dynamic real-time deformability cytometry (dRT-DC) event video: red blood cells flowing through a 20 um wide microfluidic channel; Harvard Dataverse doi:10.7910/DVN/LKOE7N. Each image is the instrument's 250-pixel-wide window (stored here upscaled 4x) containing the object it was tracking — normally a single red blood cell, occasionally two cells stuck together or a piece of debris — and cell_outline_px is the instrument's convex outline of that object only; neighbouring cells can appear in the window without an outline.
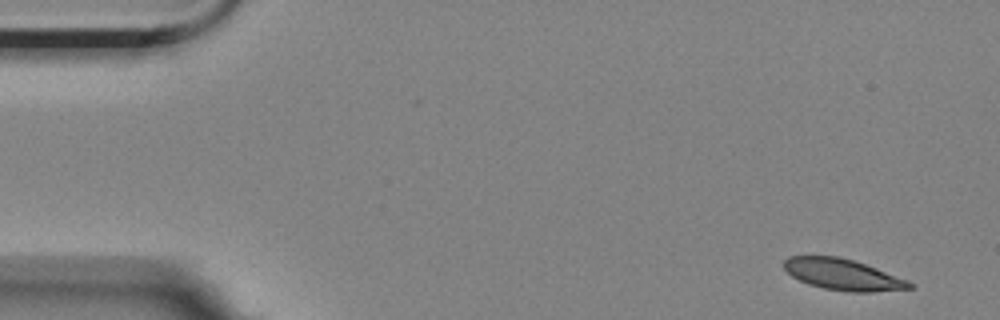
{"species": "Egyptian fruit bat (a non-hibernating species)", "species_latin": "Rousettus aegyptiacus", "temperature_condition": "room temperature", "stored_images_in_passage": 14, "camera_frame_rate_fps": 3000, "um_per_image_px": 0.085, "animal": {"sex": "female"}, "frame": {"image": 1, "passage_image": 1, "time_ms": 0.0, "image_size_px": [1000, 320], "cell_outline_px": [[916, 288], [872, 292], [848, 292], [824, 288], [808, 284], [792, 276], [784, 268], [784, 260], [788, 256], [836, 256], [852, 260], [876, 268], [908, 280], [916, 284]], "centroid_in_image_um": [71.68, 23.35], "position_along_channel_um": 13.3, "area_um2": 22.77}}
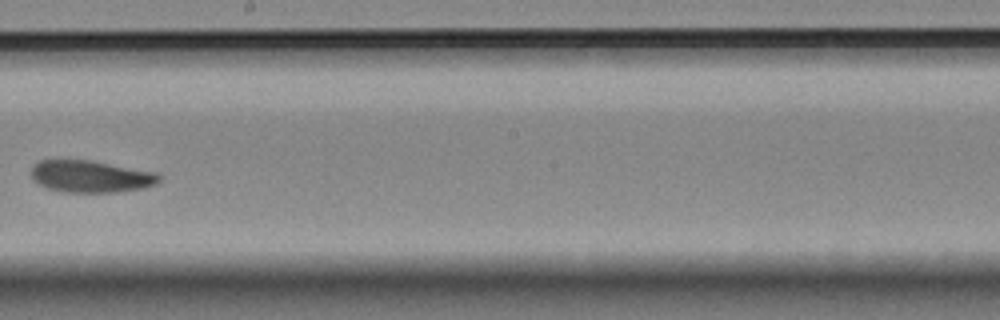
{"frame": {"image": 2, "passage_image": 8, "time_ms": 9.667, "image_size_px": [1000, 320], "cell_outline_px": [[160, 180], [156, 184], [140, 188], [116, 192], [64, 192], [48, 188], [32, 180], [32, 168], [40, 160], [60, 156], [92, 160], [156, 172], [160, 176]], "centroid_in_image_um": [7.65, 14.94], "position_along_channel_um": 240.5, "area_um2": 24.45}}
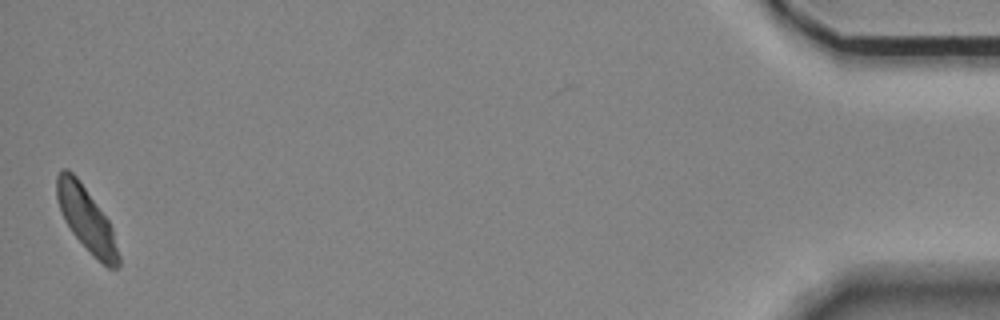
{"frame": {"image": 3, "passage_image": 14, "time_ms": 17.667, "image_size_px": [1000, 320], "cell_outline_px": [[120, 268], [108, 268], [72, 232], [64, 220], [56, 196], [56, 176], [64, 168], [68, 168], [80, 180], [108, 220], [112, 228], [120, 256]], "centroid_in_image_um": [7.35, 18.59], "position_along_channel_um": 427.9, "area_um2": 22.54}, "authors_computed_cell_mechanics": {"area_um2": 24.1315, "velocity_mm_per_s": 3.4675, "shape_relaxation_time_tau1_ms": 11.3915, "shape_relaxation_time_tau2_ms": null, "deformation_change_tau1": 0.1892, "deformation_change_tau2": null}}